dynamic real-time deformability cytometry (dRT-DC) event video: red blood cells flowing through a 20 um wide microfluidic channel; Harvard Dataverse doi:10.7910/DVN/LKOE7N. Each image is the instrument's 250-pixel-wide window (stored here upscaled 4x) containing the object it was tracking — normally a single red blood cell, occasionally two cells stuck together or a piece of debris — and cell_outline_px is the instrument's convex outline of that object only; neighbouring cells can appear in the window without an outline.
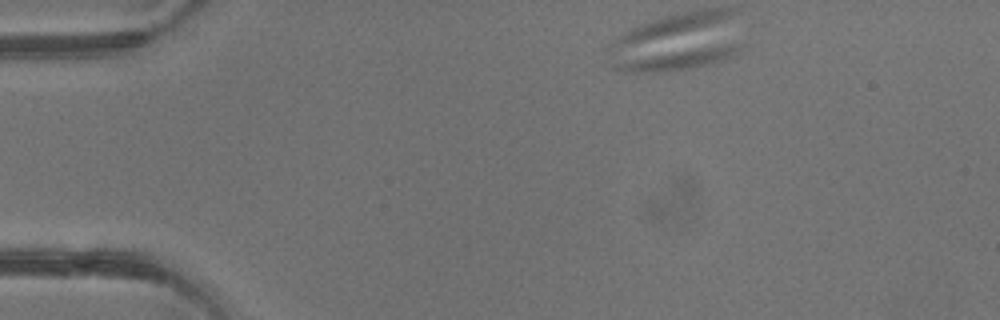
{"species": "common noctule bat (a hibernating species)", "species_latin": "Nyctalus noctula", "temperature_condition": "warm", "stored_images_in_passage": 2, "camera_frame_rate_fps": 3000, "um_per_image_px": 0.085, "animal": {"sex": "male", "body_mass_g": 13.3}, "frame": {"image": 1, "passage_image": 1, "time_ms": 0.0, "image_size_px": [1000, 320], "cell_outline_px": [[744, 48], [740, 52], [716, 64], [668, 72], [628, 72], [612, 68], [612, 64], [620, 60], [700, 48], [728, 44], [744, 44]], "centroid_in_image_um": [57.74, 5.06], "position_along_channel_um": 27.3, "area_um2": 14.8}}